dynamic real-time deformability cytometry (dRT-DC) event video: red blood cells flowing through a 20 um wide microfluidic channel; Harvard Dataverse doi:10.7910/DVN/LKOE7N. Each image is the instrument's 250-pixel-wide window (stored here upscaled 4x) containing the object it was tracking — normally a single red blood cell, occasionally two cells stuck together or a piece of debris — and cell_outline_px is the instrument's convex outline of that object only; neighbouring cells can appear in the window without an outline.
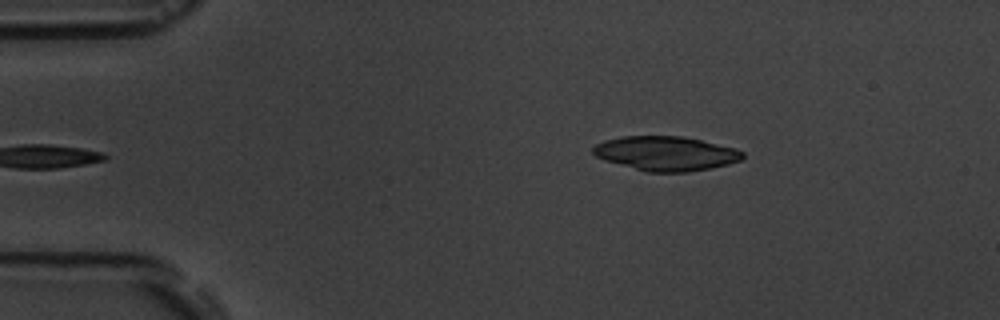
{"species": "common noctule bat (a hibernating species)", "species_latin": "Nyctalus noctula", "temperature_condition": "room temperature", "stored_images_in_passage": 5, "segment_of_instrument_passage": [2, 2], "camera_frame_rate_fps": 3000, "um_per_image_px": 0.085, "animal": {"sex": "male", "body_mass_g": 19.5, "forearm_length_mm": 54.6}, "frame": {"image": 1, "passage_image": 5, "time_ms": 5.667, "image_size_px": [1000, 320], "cell_outline_px": [[744, 156], [740, 160], [728, 164], [712, 168], [688, 172], [648, 172], [604, 160], [596, 156], [592, 152], [592, 148], [596, 144], [604, 140], [624, 136], [684, 136], [736, 148], [744, 152]], "centroid_in_image_um": [56.61, 13.04], "position_along_channel_um": 28.4, "area_um2": 30.0}}